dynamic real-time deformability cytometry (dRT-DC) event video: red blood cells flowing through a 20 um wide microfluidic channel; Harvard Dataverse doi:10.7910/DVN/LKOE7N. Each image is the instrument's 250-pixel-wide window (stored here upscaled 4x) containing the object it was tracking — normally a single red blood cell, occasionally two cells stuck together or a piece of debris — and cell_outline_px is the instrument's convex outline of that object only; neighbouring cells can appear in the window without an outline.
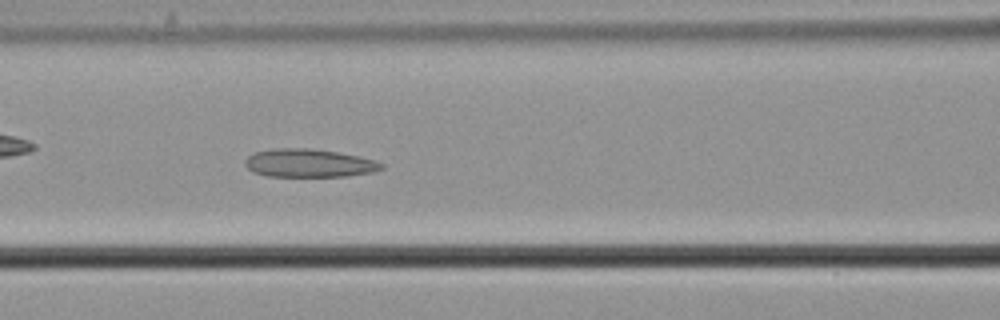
{"species": "common noctule bat (a hibernating species)", "species_latin": "Nyctalus noctula", "temperature_condition": "cold", "stored_images_in_passage": 43, "camera_frame_rate_fps": 3000, "um_per_image_px": 0.085, "animal": {"sex": "male", "body_mass_g": 21.5, "forearm_length_mm": 52.0}, "frame": {"image": 1, "passage_image": 14, "time_ms": 4.333, "image_size_px": [1000, 320], "cell_outline_px": [[384, 168], [372, 172], [348, 176], [268, 176], [252, 172], [244, 164], [244, 160], [252, 152], [272, 148], [308, 148], [336, 152], [360, 156], [384, 164]], "centroid_in_image_um": [26.22, 13.86], "position_along_channel_um": 140.4, "area_um2": 22.48}}
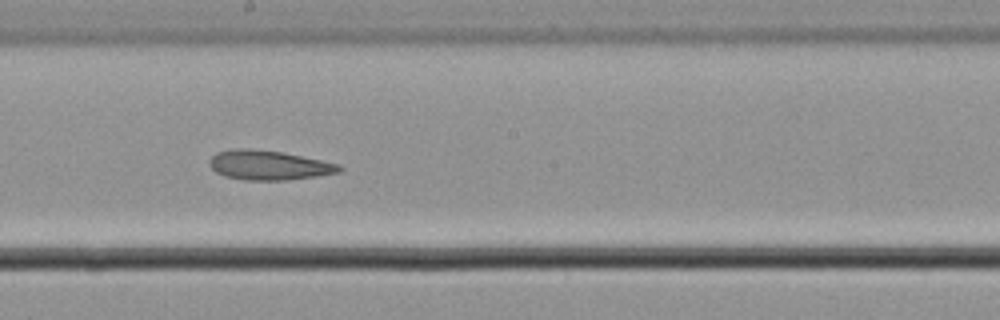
{"frame": {"image": 2, "passage_image": 21, "time_ms": 6.667, "image_size_px": [1000, 320], "cell_outline_px": [[344, 168], [340, 172], [316, 176], [284, 180], [244, 180], [224, 176], [216, 172], [208, 164], [208, 160], [216, 152], [232, 148], [252, 148], [280, 152], [340, 164]], "centroid_in_image_um": [22.8, 14.03], "position_along_channel_um": 225.4, "area_um2": 22.37}}
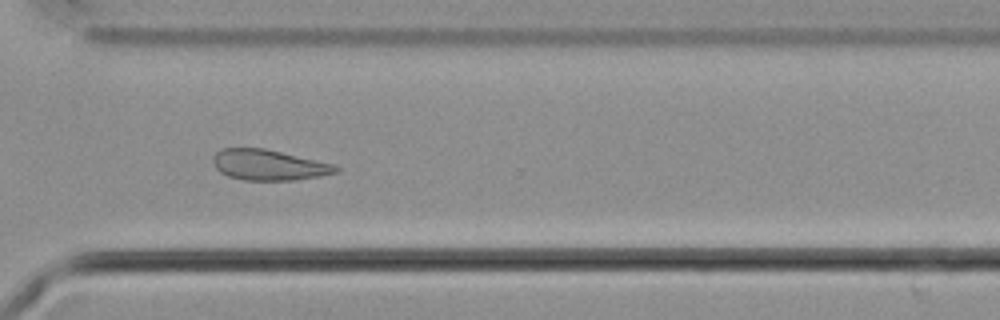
{"frame": {"image": 3, "passage_image": 31, "time_ms": 10.0, "image_size_px": [1000, 320], "cell_outline_px": [[340, 172], [320, 176], [296, 180], [244, 180], [228, 176], [220, 172], [216, 168], [212, 160], [212, 156], [220, 148], [264, 148], [336, 164], [340, 168]], "centroid_in_image_um": [22.87, 14.02], "position_along_channel_um": 347.7, "area_um2": 22.14}, "authors_computed_cell_mechanics": {"area_um2": 22.7732, "velocity_mm_per_s": 3.6599, "shape_relaxation_time_tau1_ms": null, "shape_relaxation_time_tau2_ms": 2.6205, "deformation_change_tau1": null, "deformation_change_tau2": 0.0879}}